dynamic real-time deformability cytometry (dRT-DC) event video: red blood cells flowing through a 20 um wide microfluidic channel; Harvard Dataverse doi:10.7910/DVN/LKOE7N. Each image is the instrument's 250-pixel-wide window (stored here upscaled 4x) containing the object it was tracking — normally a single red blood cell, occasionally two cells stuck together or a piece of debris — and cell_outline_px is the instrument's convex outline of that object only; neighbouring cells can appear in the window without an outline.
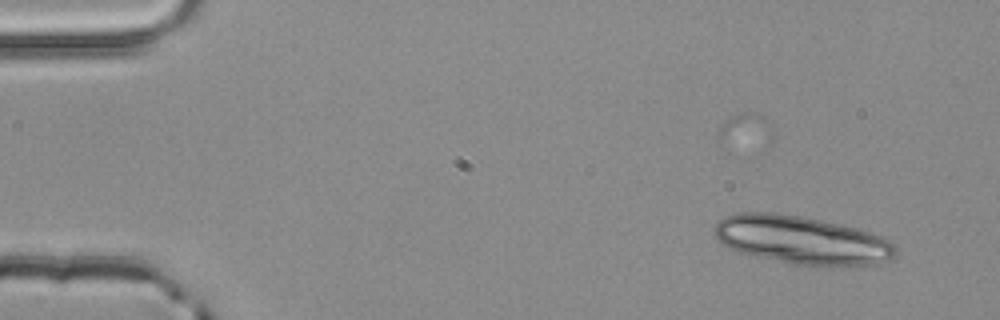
{"species": "common noctule bat (a hibernating species)", "species_latin": "Nyctalus noctula", "temperature_condition": "room temperature", "stored_images_in_passage": 3, "camera_frame_rate_fps": 3000, "um_per_image_px": 0.085, "animal": {"sex": "male", "body_mass_g": 20.4}, "frame": {"image": 1, "passage_image": 1, "time_ms": 0.0, "image_size_px": [1000, 320], "cell_outline_px": [[896, 256], [876, 264], [840, 268], [792, 264], [736, 252], [728, 248], [716, 240], [712, 232], [712, 228], [724, 216], [736, 212], [776, 212], [800, 216], [840, 224], [856, 228], [880, 236], [896, 244]], "centroid_in_image_um": [68.11, 20.42], "position_along_channel_um": 16.9, "area_um2": 51.96}}